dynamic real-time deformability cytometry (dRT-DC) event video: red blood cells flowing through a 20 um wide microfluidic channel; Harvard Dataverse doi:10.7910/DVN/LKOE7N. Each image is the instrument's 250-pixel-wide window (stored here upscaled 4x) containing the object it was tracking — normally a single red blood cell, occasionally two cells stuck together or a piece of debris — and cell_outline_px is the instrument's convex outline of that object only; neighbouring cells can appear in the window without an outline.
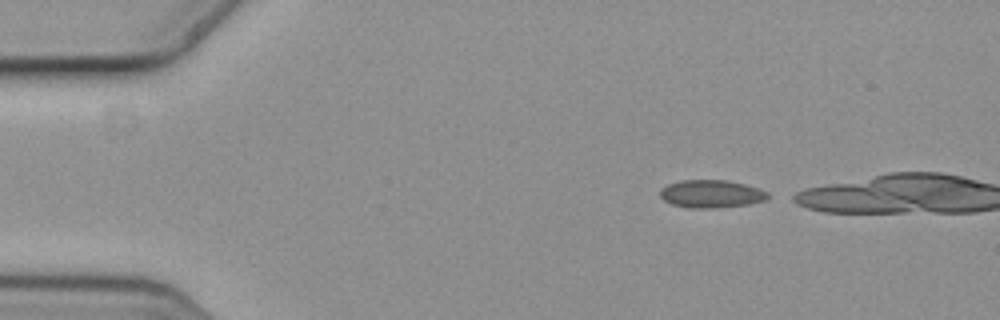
{"species": "common noctule bat (a hibernating species)", "species_latin": "Nyctalus noctula", "temperature_condition": "cold", "stored_images_in_passage": 3, "camera_frame_rate_fps": 3000, "um_per_image_px": 0.085, "animal": {"sex": "female", "body_mass_g": 19.3, "forearm_length_mm": 54.1}, "frame": {"image": 1, "passage_image": 1, "time_ms": 0.0, "image_size_px": [1000, 320], "cell_outline_px": [[768, 200], [748, 204], [716, 208], [688, 208], [672, 204], [664, 200], [660, 196], [660, 188], [668, 184], [680, 180], [724, 180], [744, 184], [768, 192]], "centroid_in_image_um": [60.43, 16.48], "position_along_channel_um": 24.6, "area_um2": 17.46}}